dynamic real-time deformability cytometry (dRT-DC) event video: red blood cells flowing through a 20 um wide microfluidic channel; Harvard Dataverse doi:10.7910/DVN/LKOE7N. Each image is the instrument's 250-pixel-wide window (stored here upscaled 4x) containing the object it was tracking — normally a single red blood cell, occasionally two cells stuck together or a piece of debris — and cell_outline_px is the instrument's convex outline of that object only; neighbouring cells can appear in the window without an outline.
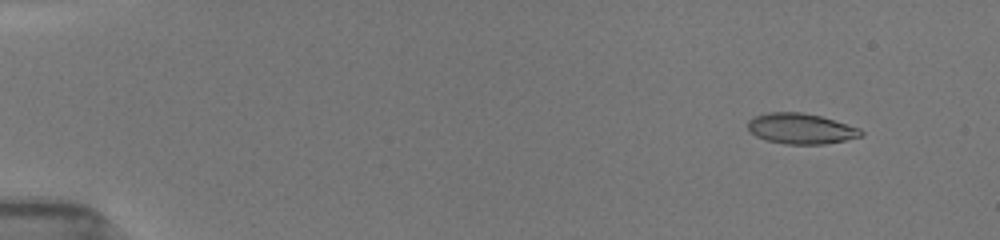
{"species": "common noctule bat (a hibernating species)", "species_latin": "Nyctalus noctula", "temperature_condition": "room temperature", "stored_images_in_passage": 51, "camera_frame_rate_fps": 3000, "um_per_image_px": 0.085, "animal": {"sex": "female", "body_mass_g": 19.5, "forearm_length_mm": 54.1}, "frame": {"image": 1, "passage_image": 4, "time_ms": 1.0, "image_size_px": [1000, 240], "cell_outline_px": [[864, 132], [860, 136], [844, 140], [820, 144], [788, 144], [768, 140], [756, 136], [748, 128], [748, 124], [756, 116], [772, 112], [800, 112], [820, 116], [860, 128]], "centroid_in_image_um": [68.1, 10.93], "position_along_channel_um": 16.9, "area_um2": 19.59}}
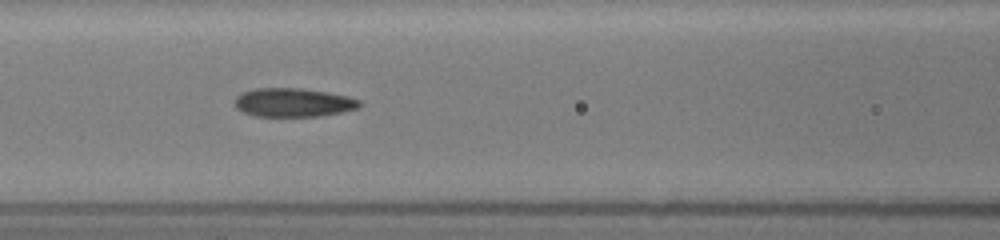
{"frame": {"image": 2, "passage_image": 23, "time_ms": 7.333, "image_size_px": [1000, 240], "cell_outline_px": [[360, 104], [356, 108], [340, 112], [316, 116], [256, 116], [244, 112], [236, 108], [236, 96], [244, 92], [256, 88], [300, 88], [324, 92], [344, 96], [360, 100]], "centroid_in_image_um": [24.88, 8.71], "position_along_channel_um": 141.7, "area_um2": 20.35}}
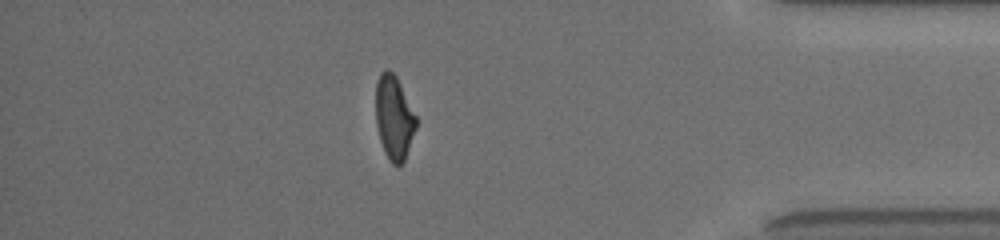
{"frame": {"image": 3, "passage_image": 45, "time_ms": 14.667, "image_size_px": [1000, 240], "cell_outline_px": [[416, 128], [404, 160], [400, 164], [392, 164], [384, 152], [380, 140], [376, 124], [376, 84], [380, 72], [384, 68], [388, 68], [396, 76], [416, 116]], "centroid_in_image_um": [33.47, 9.96], "position_along_channel_um": 401.7, "area_um2": 19.54}, "authors_computed_cell_mechanics": {"area_um2": 19.9988, "velocity_mm_per_s": 3.9706, "shape_relaxation_time_tau1_ms": 4.692, "shape_relaxation_time_tau2_ms": 1.8224, "deformation_change_tau1": 0.1905, "deformation_change_tau2": 0.0781}}